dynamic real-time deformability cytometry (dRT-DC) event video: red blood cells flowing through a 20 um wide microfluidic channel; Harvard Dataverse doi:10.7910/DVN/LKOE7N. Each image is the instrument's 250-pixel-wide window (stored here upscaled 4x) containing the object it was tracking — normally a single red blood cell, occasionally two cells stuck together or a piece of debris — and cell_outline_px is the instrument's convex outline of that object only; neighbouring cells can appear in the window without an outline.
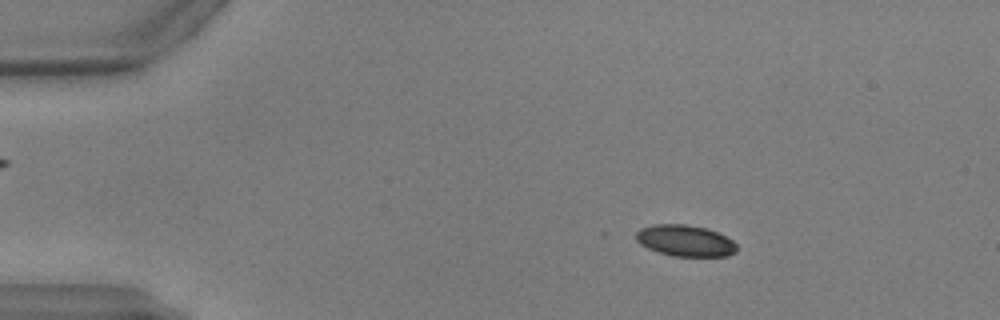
{"species": "common noctule bat (a hibernating species)", "species_latin": "Nyctalus noctula", "temperature_condition": "warm", "stored_images_in_passage": 53, "camera_frame_rate_fps": 3000, "um_per_image_px": 0.085, "animal": {"sex": "male", "body_mass_g": 17.9, "forearm_length_mm": 54.2}, "frame": {"image": 1, "passage_image": 9, "time_ms": 2.667, "image_size_px": [1000, 320], "cell_outline_px": [[736, 252], [728, 256], [672, 256], [648, 248], [640, 244], [636, 240], [636, 232], [640, 228], [652, 224], [684, 224], [708, 228], [732, 240], [736, 244]], "centroid_in_image_um": [58.23, 20.45], "position_along_channel_um": 26.8, "area_um2": 18.38}}
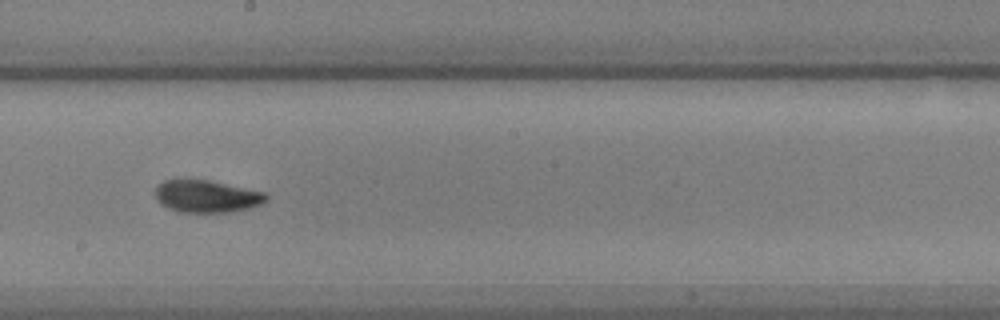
{"frame": {"image": 2, "passage_image": 30, "time_ms": 9.667, "image_size_px": [1000, 320], "cell_outline_px": [[268, 200], [252, 208], [228, 212], [180, 212], [168, 208], [160, 204], [156, 200], [156, 188], [164, 180], [208, 180], [268, 192]], "centroid_in_image_um": [17.62, 16.69], "position_along_channel_um": 230.6, "area_um2": 20.98}}
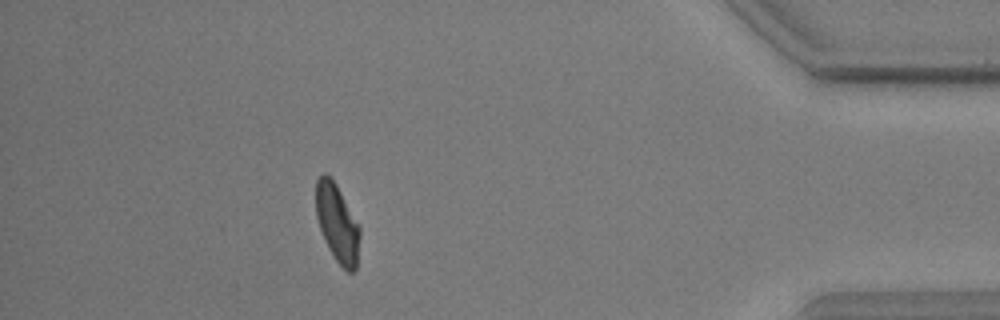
{"frame": {"image": 3, "passage_image": 47, "time_ms": 15.333, "image_size_px": [1000, 320], "cell_outline_px": [[360, 236], [356, 268], [352, 272], [348, 272], [336, 260], [328, 248], [324, 240], [316, 216], [316, 180], [324, 172], [328, 172], [336, 184], [360, 228]], "centroid_in_image_um": [28.65, 18.95], "position_along_channel_um": 406.6, "area_um2": 19.77}, "authors_computed_cell_mechanics": {"area_um2": 20.0566, "velocity_mm_per_s": 3.8986, "shape_relaxation_time_tau1_ms": 5.1779, "shape_relaxation_time_tau2_ms": 2.4349, "deformation_change_tau1": 0.1561, "deformation_change_tau2": 0.0758}}